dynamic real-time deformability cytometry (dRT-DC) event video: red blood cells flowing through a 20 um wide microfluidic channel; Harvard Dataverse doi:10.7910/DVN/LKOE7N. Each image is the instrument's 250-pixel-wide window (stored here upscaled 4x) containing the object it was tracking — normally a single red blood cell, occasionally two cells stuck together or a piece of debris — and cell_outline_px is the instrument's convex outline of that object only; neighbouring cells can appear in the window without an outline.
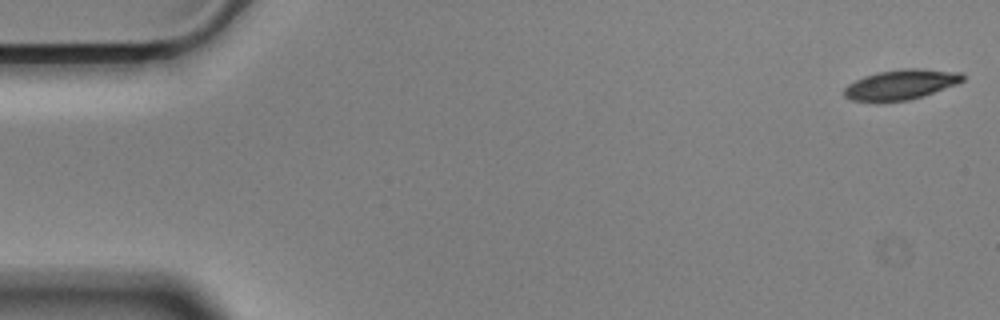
{"species": "Egyptian fruit bat (a non-hibernating species)", "species_latin": "Rousettus aegyptiacus", "temperature_condition": "cold", "stored_images_in_passage": 55, "camera_frame_rate_fps": 3000, "um_per_image_px": 0.085, "animal": {"sex": "male"}, "frame": {"image": 1, "passage_image": 1, "time_ms": 0.0, "image_size_px": [1000, 320], "cell_outline_px": [[964, 80], [956, 84], [908, 100], [884, 104], [876, 104], [848, 100], [844, 96], [844, 88], [848, 84], [864, 76], [880, 72], [904, 68], [916, 68], [960, 72], [964, 76]], "centroid_in_image_um": [76.48, 7.23], "position_along_channel_um": 8.5, "area_um2": 21.1}}
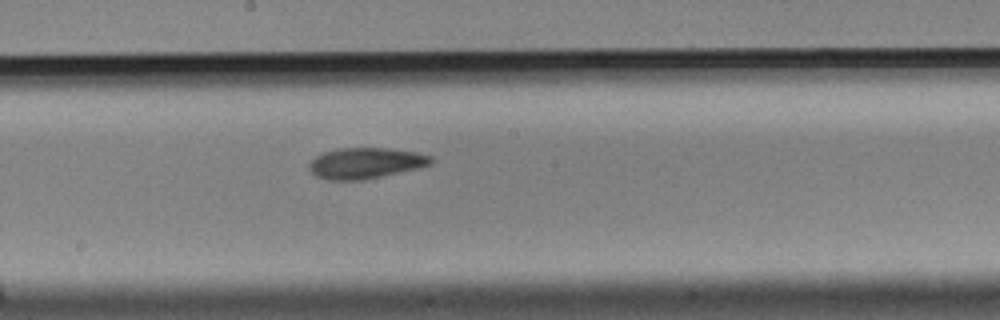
{"frame": {"image": 2, "passage_image": 30, "time_ms": 9.667, "image_size_px": [1000, 320], "cell_outline_px": [[436, 160], [432, 164], [420, 168], [364, 180], [328, 180], [316, 176], [308, 168], [308, 164], [316, 156], [324, 152], [336, 148], [388, 148], [416, 152], [432, 156]], "centroid_in_image_um": [31.11, 13.86], "position_along_channel_um": 217.1, "area_um2": 22.2}}
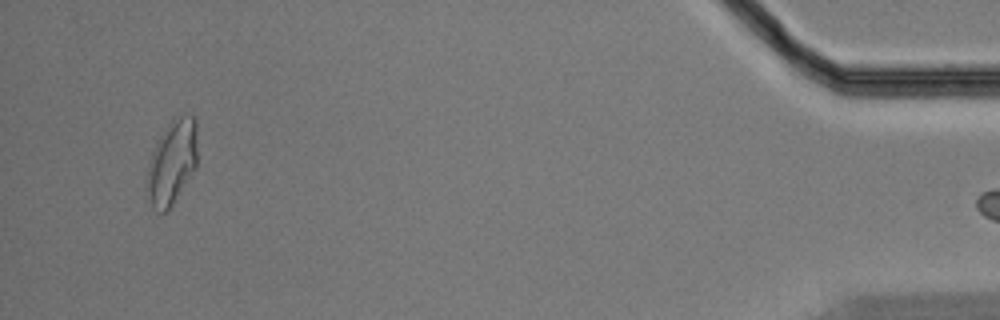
{"frame": {"image": 3, "passage_image": 54, "time_ms": 17.667, "image_size_px": [1000, 320], "cell_outline_px": [[196, 168], [168, 212], [156, 212], [152, 208], [144, 196], [144, 180], [148, 160], [160, 136], [168, 124], [172, 120], [184, 112], [196, 116]], "centroid_in_image_um": [14.56, 13.86], "position_along_channel_um": 420.6, "area_um2": 25.84}}